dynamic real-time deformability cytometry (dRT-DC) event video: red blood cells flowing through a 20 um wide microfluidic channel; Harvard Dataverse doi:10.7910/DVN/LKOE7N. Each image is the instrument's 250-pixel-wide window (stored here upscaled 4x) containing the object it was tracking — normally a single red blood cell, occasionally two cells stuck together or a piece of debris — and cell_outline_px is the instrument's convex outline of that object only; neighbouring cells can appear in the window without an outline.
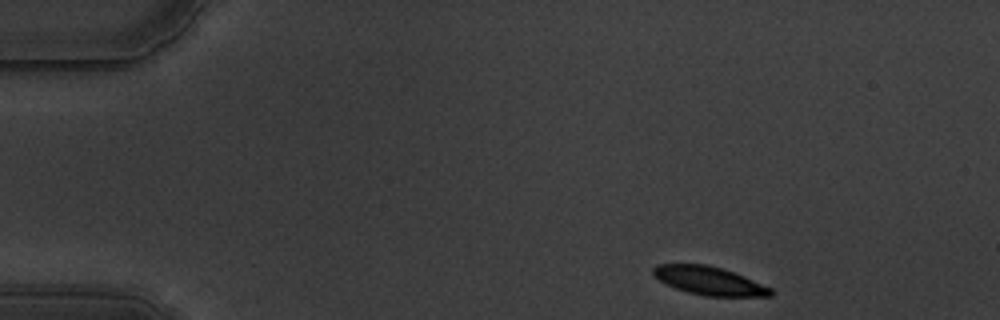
{"species": "common noctule bat (a hibernating species)", "species_latin": "Nyctalus noctula", "temperature_condition": "warm", "stored_images_in_passage": 49, "camera_frame_rate_fps": 3000, "um_per_image_px": 0.085, "animal": {"sex": "male", "body_mass_g": 19.5, "forearm_length_mm": 54.6}, "frame": {"image": 1, "passage_image": 1, "time_ms": 0.0, "image_size_px": [1000, 320], "cell_outline_px": [[772, 296], [704, 296], [688, 292], [664, 284], [652, 272], [652, 268], [656, 264], [708, 264], [744, 276], [772, 288]], "centroid_in_image_um": [60.26, 23.86], "position_along_channel_um": 24.7, "area_um2": 19.31}}
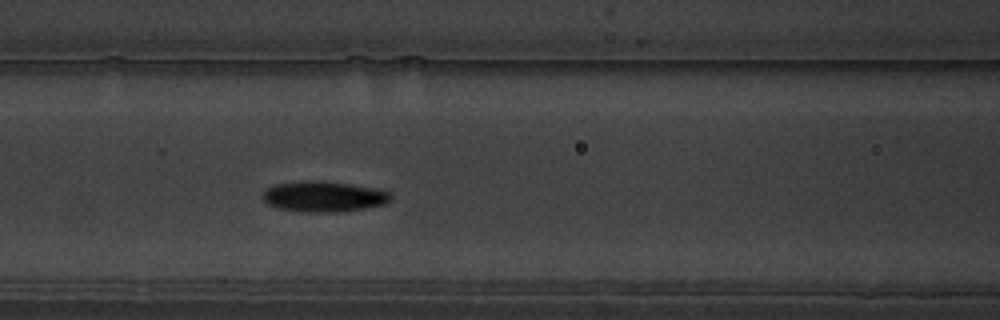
{"frame": {"image": 2, "passage_image": 18, "time_ms": 5.667, "image_size_px": [1000, 320], "cell_outline_px": [[392, 200], [384, 204], [364, 208], [336, 212], [304, 212], [276, 208], [268, 204], [260, 196], [264, 188], [276, 184], [300, 180], [320, 180], [376, 188], [392, 192]], "centroid_in_image_um": [27.48, 16.69], "position_along_channel_um": 139.1, "area_um2": 23.24}}
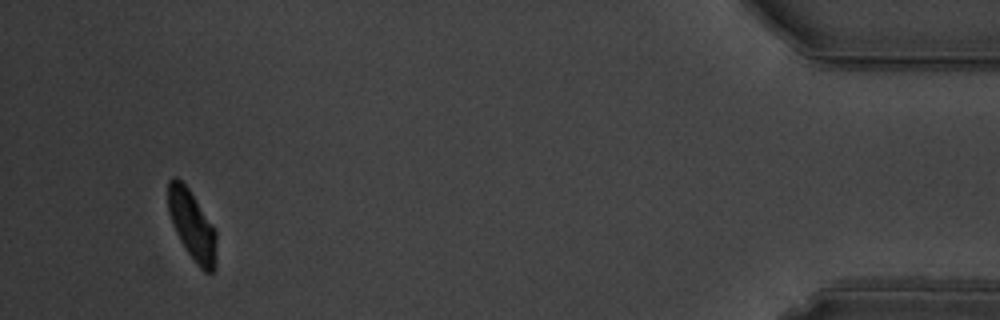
{"frame": {"image": 3, "passage_image": 48, "time_ms": 15.667, "image_size_px": [1000, 320], "cell_outline_px": [[216, 268], [212, 272], [204, 272], [196, 264], [188, 252], [176, 232], [168, 212], [168, 180], [172, 176], [176, 176], [188, 188], [216, 228]], "centroid_in_image_um": [16.34, 19.14], "position_along_channel_um": 418.9, "area_um2": 19.65}}